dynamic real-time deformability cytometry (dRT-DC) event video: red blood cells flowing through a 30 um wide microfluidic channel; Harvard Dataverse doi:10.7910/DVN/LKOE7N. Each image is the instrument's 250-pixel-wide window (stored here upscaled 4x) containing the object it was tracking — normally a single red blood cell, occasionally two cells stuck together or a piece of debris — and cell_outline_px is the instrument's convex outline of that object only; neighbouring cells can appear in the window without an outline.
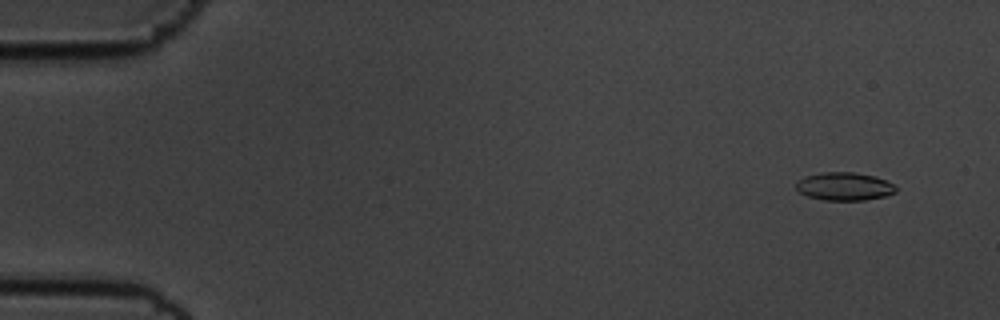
{"species": "common noctule bat (a hibernating species)", "species_latin": "Nyctalus noctula", "temperature_condition": "cold", "stored_images_in_passage": 56, "camera_frame_rate_fps": 3000, "um_per_image_px": 0.085, "animal": {"sex": "male", "body_mass_g": 19.5, "forearm_length_mm": 54.6}, "frame": {"image": 1, "passage_image": 3, "time_ms": 0.667, "image_size_px": [1000, 320], "cell_outline_px": [[896, 192], [884, 196], [864, 200], [824, 200], [808, 196], [800, 192], [796, 188], [796, 180], [804, 176], [820, 172], [856, 172], [876, 176], [892, 184], [896, 188]], "centroid_in_image_um": [71.73, 15.83], "position_along_channel_um": 13.3, "area_um2": 16.36}}
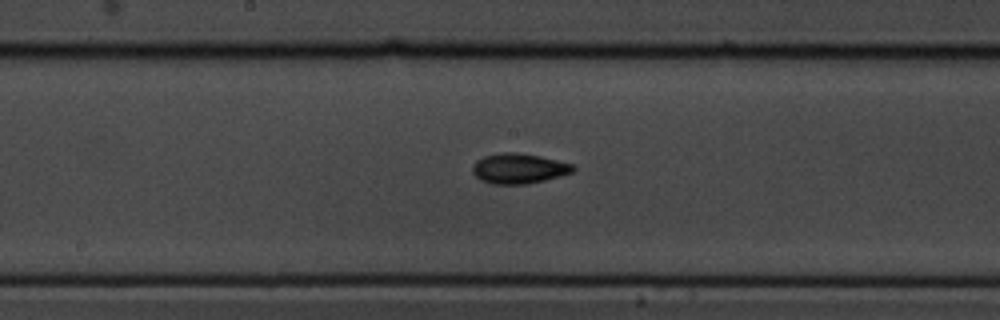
{"frame": {"image": 2, "passage_image": 29, "time_ms": 9.333, "image_size_px": [1000, 320], "cell_outline_px": [[576, 168], [572, 172], [560, 176], [528, 184], [492, 184], [480, 180], [472, 172], [472, 164], [476, 160], [484, 156], [504, 152], [516, 152], [540, 156], [572, 164]], "centroid_in_image_um": [44.07, 14.32], "position_along_channel_um": 204.1, "area_um2": 17.69}}
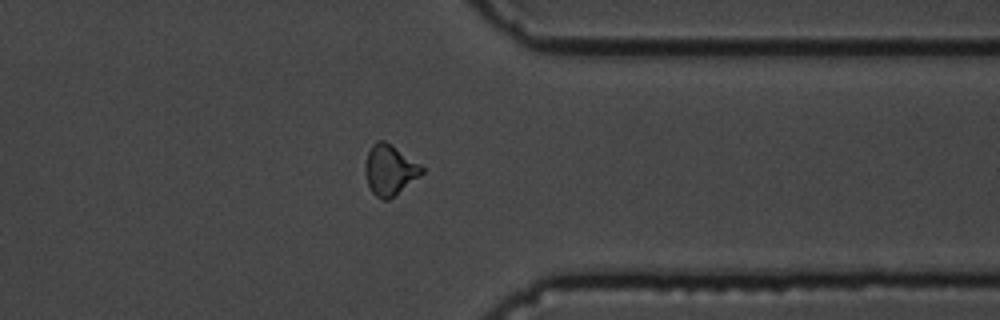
{"frame": {"image": 3, "passage_image": 44, "time_ms": 14.333, "image_size_px": [1000, 320], "cell_outline_px": [[424, 172], [420, 176], [388, 200], [384, 200], [376, 196], [372, 192], [368, 184], [364, 172], [364, 164], [368, 152], [372, 144], [376, 140], [384, 140], [420, 164], [424, 168]], "centroid_in_image_um": [33.1, 14.44], "position_along_channel_um": 378.3, "area_um2": 16.53}, "authors_computed_cell_mechanics": {"area_um2": 16.5308, "velocity_mm_per_s": 3.5799, "shape_relaxation_time_tau1_ms": 2.2773, "shape_relaxation_time_tau2_ms": 4.1141, "deformation_change_tau1": 0.1018, "deformation_change_tau2": 0.1038}}